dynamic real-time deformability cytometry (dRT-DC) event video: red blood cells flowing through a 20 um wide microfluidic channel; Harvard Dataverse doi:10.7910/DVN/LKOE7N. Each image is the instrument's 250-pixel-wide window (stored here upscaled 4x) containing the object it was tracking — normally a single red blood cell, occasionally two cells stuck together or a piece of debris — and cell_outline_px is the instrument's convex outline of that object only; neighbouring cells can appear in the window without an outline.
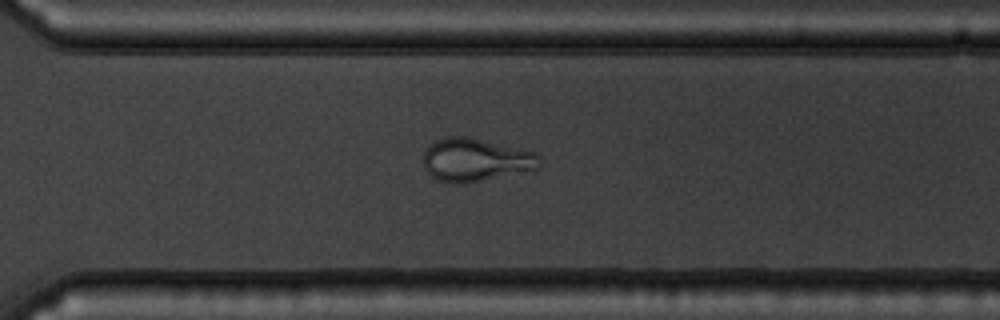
{"species": "common noctule bat (a hibernating species)", "species_latin": "Nyctalus noctula", "temperature_condition": "warm", "stored_images_in_passage": 55, "camera_frame_rate_fps": 3000, "um_per_image_px": 0.085, "animal": {"sex": "male", "body_mass_g": 19.5, "forearm_length_mm": 54.6}, "frame": {"image": 1, "passage_image": 40, "time_ms": 13.0, "image_size_px": [1000, 320], "cell_outline_px": [[540, 168], [464, 184], [452, 184], [436, 180], [424, 168], [424, 152], [436, 140], [444, 136], [464, 136], [536, 152], [540, 156]], "centroid_in_image_um": [40.41, 13.6], "position_along_channel_um": 330.2, "area_um2": 29.07}}
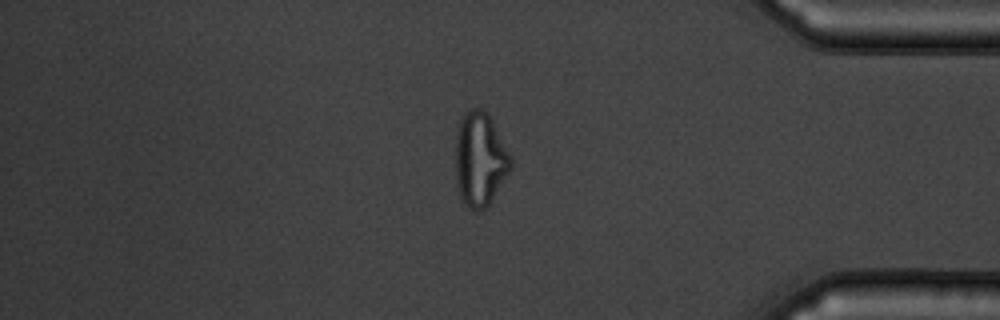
{"frame": {"image": 2, "passage_image": 47, "time_ms": 15.333, "image_size_px": [1000, 320], "cell_outline_px": [[512, 168], [488, 204], [480, 212], [472, 212], [464, 204], [460, 196], [456, 184], [456, 132], [460, 120], [464, 112], [472, 108], [480, 108], [488, 112], [512, 156]], "centroid_in_image_um": [40.8, 13.53], "position_along_channel_um": 394.4, "area_um2": 30.63}}